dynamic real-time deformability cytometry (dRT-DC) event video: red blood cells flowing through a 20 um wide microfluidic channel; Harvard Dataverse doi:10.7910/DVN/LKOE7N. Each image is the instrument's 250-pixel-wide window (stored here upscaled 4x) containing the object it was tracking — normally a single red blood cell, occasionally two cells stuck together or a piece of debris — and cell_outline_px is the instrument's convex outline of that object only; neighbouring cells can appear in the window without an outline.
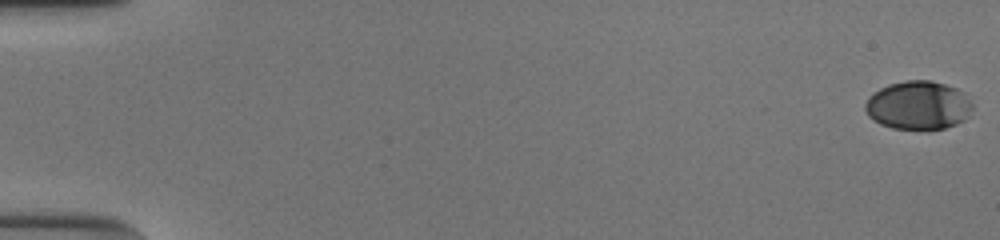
{"species": "human", "species_latin": "Homo sapiens", "temperature_condition": "cold", "stored_images_in_passage": 54, "camera_frame_rate_fps": 3000, "um_per_image_px": 0.085, "donor": {"sex": "male"}, "frame": {"image": 1, "passage_image": 1, "time_ms": 0.0, "image_size_px": [1000, 240], "cell_outline_px": [[972, 108], [968, 116], [964, 120], [956, 124], [944, 128], [892, 128], [880, 124], [868, 116], [864, 108], [864, 104], [868, 96], [872, 92], [888, 84], [904, 80], [928, 80], [944, 84], [956, 88], [964, 92], [972, 104]], "centroid_in_image_um": [78.02, 8.93], "position_along_channel_um": 7.0, "area_um2": 30.35}}
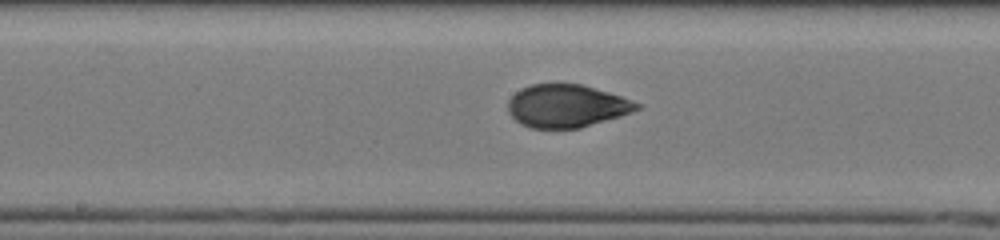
{"frame": {"image": 2, "passage_image": 30, "time_ms": 9.667, "image_size_px": [1000, 240], "cell_outline_px": [[644, 104], [640, 108], [620, 116], [580, 128], [532, 128], [520, 124], [508, 112], [508, 100], [520, 88], [532, 84], [580, 84], [608, 92]], "centroid_in_image_um": [48.15, 9.01], "position_along_channel_um": 200.0, "area_um2": 32.02}}
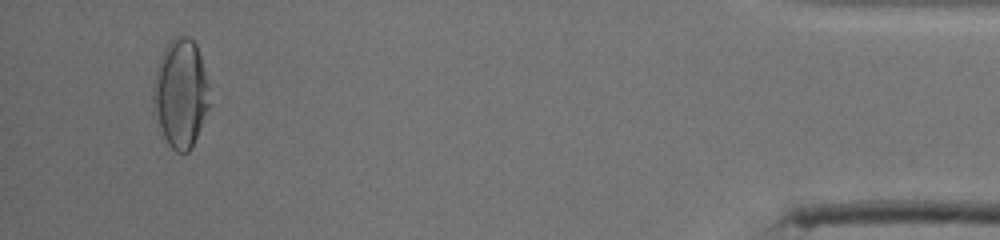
{"frame": {"image": 3, "passage_image": 52, "time_ms": 17.0, "image_size_px": [1000, 240], "cell_outline_px": [[208, 108], [192, 148], [188, 152], [176, 152], [168, 144], [164, 136], [152, 100], [152, 88], [156, 68], [164, 48], [168, 40], [176, 36], [188, 36], [196, 44], [200, 56], [208, 84]], "centroid_in_image_um": [15.34, 7.9], "position_along_channel_um": 419.9, "area_um2": 35.14}, "authors_computed_cell_mechanics": {"area_um2": 32.2813, "velocity_mm_per_s": 3.9007, "shape_relaxation_time_tau1_ms": 4.1685, "shape_relaxation_time_tau2_ms": 0.7972, "deformation_change_tau1": 0.1744, "deformation_change_tau2": 0.0532}}